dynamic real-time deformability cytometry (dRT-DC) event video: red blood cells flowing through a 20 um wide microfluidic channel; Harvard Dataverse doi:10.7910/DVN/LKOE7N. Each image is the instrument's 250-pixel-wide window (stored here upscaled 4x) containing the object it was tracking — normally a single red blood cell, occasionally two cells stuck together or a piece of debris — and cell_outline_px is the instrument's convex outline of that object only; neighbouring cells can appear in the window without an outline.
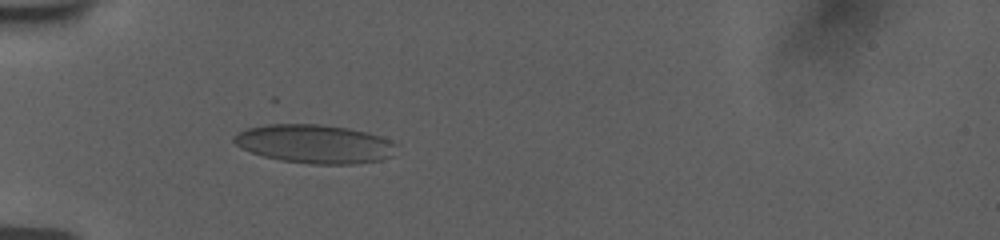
{"species": "human", "species_latin": "Homo sapiens", "temperature_condition": "room temperature", "stored_images_in_passage": 30, "camera_frame_rate_fps": 3000, "um_per_image_px": 0.085, "donor": {"sex": "female"}, "frame": {"image": 1, "passage_image": 29, "time_ms": 5.667, "image_size_px": [1000, 240], "cell_outline_px": [[396, 144], [392, 156], [380, 160], [352, 164], [312, 164], [280, 160], [264, 156], [252, 152], [236, 144], [232, 140], [240, 132], [248, 128], [268, 124], [320, 124], [348, 128], [380, 136]], "centroid_in_image_um": [26.76, 12.23], "position_along_channel_um": 58.2, "area_um2": 36.13}}